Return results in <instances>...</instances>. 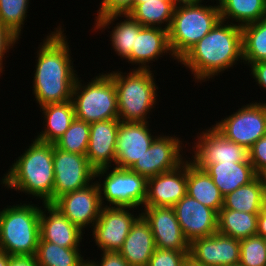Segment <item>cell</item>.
Returning <instances> with one entry per match:
<instances>
[{
  "label": "cell",
  "mask_w": 266,
  "mask_h": 266,
  "mask_svg": "<svg viewBox=\"0 0 266 266\" xmlns=\"http://www.w3.org/2000/svg\"><path fill=\"white\" fill-rule=\"evenodd\" d=\"M107 73L116 87L118 119L121 122H149L151 109L157 103L159 89L155 84L153 71L133 68L129 73L119 70Z\"/></svg>",
  "instance_id": "277c9868"
},
{
  "label": "cell",
  "mask_w": 266,
  "mask_h": 266,
  "mask_svg": "<svg viewBox=\"0 0 266 266\" xmlns=\"http://www.w3.org/2000/svg\"><path fill=\"white\" fill-rule=\"evenodd\" d=\"M187 159L176 169L147 179L143 207H173L187 192Z\"/></svg>",
  "instance_id": "d6986e66"
},
{
  "label": "cell",
  "mask_w": 266,
  "mask_h": 266,
  "mask_svg": "<svg viewBox=\"0 0 266 266\" xmlns=\"http://www.w3.org/2000/svg\"><path fill=\"white\" fill-rule=\"evenodd\" d=\"M148 0H134V3H144L147 2Z\"/></svg>",
  "instance_id": "c3c4849f"
},
{
  "label": "cell",
  "mask_w": 266,
  "mask_h": 266,
  "mask_svg": "<svg viewBox=\"0 0 266 266\" xmlns=\"http://www.w3.org/2000/svg\"><path fill=\"white\" fill-rule=\"evenodd\" d=\"M54 29L42 39L36 54L32 93L39 107L72 100L78 77L70 55L69 38L61 24Z\"/></svg>",
  "instance_id": "6da1fadb"
},
{
  "label": "cell",
  "mask_w": 266,
  "mask_h": 266,
  "mask_svg": "<svg viewBox=\"0 0 266 266\" xmlns=\"http://www.w3.org/2000/svg\"><path fill=\"white\" fill-rule=\"evenodd\" d=\"M52 205L84 233V228L89 226L92 230L103 208L95 180L82 189L60 196Z\"/></svg>",
  "instance_id": "5bb4252c"
},
{
  "label": "cell",
  "mask_w": 266,
  "mask_h": 266,
  "mask_svg": "<svg viewBox=\"0 0 266 266\" xmlns=\"http://www.w3.org/2000/svg\"><path fill=\"white\" fill-rule=\"evenodd\" d=\"M25 202L0 210V250L10 256H33L37 251L40 206Z\"/></svg>",
  "instance_id": "8992f818"
},
{
  "label": "cell",
  "mask_w": 266,
  "mask_h": 266,
  "mask_svg": "<svg viewBox=\"0 0 266 266\" xmlns=\"http://www.w3.org/2000/svg\"><path fill=\"white\" fill-rule=\"evenodd\" d=\"M39 108L44 116L43 125L45 127L42 128L45 129L37 133L38 135H36L35 139L41 142L54 144L75 119L73 101L69 100L61 103L46 104Z\"/></svg>",
  "instance_id": "484cf974"
},
{
  "label": "cell",
  "mask_w": 266,
  "mask_h": 266,
  "mask_svg": "<svg viewBox=\"0 0 266 266\" xmlns=\"http://www.w3.org/2000/svg\"><path fill=\"white\" fill-rule=\"evenodd\" d=\"M165 54H169L172 59L174 58L169 46L168 30L143 26L135 35L132 52L126 61L133 66L138 65L134 69H151L149 64Z\"/></svg>",
  "instance_id": "7402d4cb"
},
{
  "label": "cell",
  "mask_w": 266,
  "mask_h": 266,
  "mask_svg": "<svg viewBox=\"0 0 266 266\" xmlns=\"http://www.w3.org/2000/svg\"><path fill=\"white\" fill-rule=\"evenodd\" d=\"M226 23V24H225ZM242 28L220 20L178 61L189 68L193 81L205 82L243 62ZM238 61V62H237Z\"/></svg>",
  "instance_id": "7a4b0ae2"
},
{
  "label": "cell",
  "mask_w": 266,
  "mask_h": 266,
  "mask_svg": "<svg viewBox=\"0 0 266 266\" xmlns=\"http://www.w3.org/2000/svg\"><path fill=\"white\" fill-rule=\"evenodd\" d=\"M34 141L17 157L0 180L8 190L33 195L43 203H53V143Z\"/></svg>",
  "instance_id": "3957f363"
},
{
  "label": "cell",
  "mask_w": 266,
  "mask_h": 266,
  "mask_svg": "<svg viewBox=\"0 0 266 266\" xmlns=\"http://www.w3.org/2000/svg\"><path fill=\"white\" fill-rule=\"evenodd\" d=\"M249 161L258 176L266 172V135L249 149Z\"/></svg>",
  "instance_id": "f35d334b"
},
{
  "label": "cell",
  "mask_w": 266,
  "mask_h": 266,
  "mask_svg": "<svg viewBox=\"0 0 266 266\" xmlns=\"http://www.w3.org/2000/svg\"><path fill=\"white\" fill-rule=\"evenodd\" d=\"M90 136V123L75 118L54 145L66 152L86 155Z\"/></svg>",
  "instance_id": "836d02e7"
},
{
  "label": "cell",
  "mask_w": 266,
  "mask_h": 266,
  "mask_svg": "<svg viewBox=\"0 0 266 266\" xmlns=\"http://www.w3.org/2000/svg\"><path fill=\"white\" fill-rule=\"evenodd\" d=\"M120 18H126L124 21H119L116 24L113 22L119 20ZM95 25L93 31L100 30L101 32L105 31V29L110 28L112 26V31L110 32V45H112V49H114L115 53L123 58L122 60H126L131 52L132 47L135 42V35L142 29V25L134 20L129 14L126 15H110L106 17H95ZM117 19V20H116ZM103 30V31H102Z\"/></svg>",
  "instance_id": "cb8c5ba5"
},
{
  "label": "cell",
  "mask_w": 266,
  "mask_h": 266,
  "mask_svg": "<svg viewBox=\"0 0 266 266\" xmlns=\"http://www.w3.org/2000/svg\"><path fill=\"white\" fill-rule=\"evenodd\" d=\"M100 261L87 259L91 266H130L127 261L118 252H102Z\"/></svg>",
  "instance_id": "60d3db41"
},
{
  "label": "cell",
  "mask_w": 266,
  "mask_h": 266,
  "mask_svg": "<svg viewBox=\"0 0 266 266\" xmlns=\"http://www.w3.org/2000/svg\"><path fill=\"white\" fill-rule=\"evenodd\" d=\"M241 266H266V246L264 238L255 235L240 240Z\"/></svg>",
  "instance_id": "d590c367"
},
{
  "label": "cell",
  "mask_w": 266,
  "mask_h": 266,
  "mask_svg": "<svg viewBox=\"0 0 266 266\" xmlns=\"http://www.w3.org/2000/svg\"><path fill=\"white\" fill-rule=\"evenodd\" d=\"M29 3V0H0V22L19 38L27 19Z\"/></svg>",
  "instance_id": "e575fe53"
},
{
  "label": "cell",
  "mask_w": 266,
  "mask_h": 266,
  "mask_svg": "<svg viewBox=\"0 0 266 266\" xmlns=\"http://www.w3.org/2000/svg\"><path fill=\"white\" fill-rule=\"evenodd\" d=\"M205 171L223 197L240 186L247 185L258 176L250 162L216 163L209 165Z\"/></svg>",
  "instance_id": "d4e9b609"
},
{
  "label": "cell",
  "mask_w": 266,
  "mask_h": 266,
  "mask_svg": "<svg viewBox=\"0 0 266 266\" xmlns=\"http://www.w3.org/2000/svg\"><path fill=\"white\" fill-rule=\"evenodd\" d=\"M264 183V206L266 207V172L260 175Z\"/></svg>",
  "instance_id": "bcb514c9"
},
{
  "label": "cell",
  "mask_w": 266,
  "mask_h": 266,
  "mask_svg": "<svg viewBox=\"0 0 266 266\" xmlns=\"http://www.w3.org/2000/svg\"><path fill=\"white\" fill-rule=\"evenodd\" d=\"M175 6L173 0H148L144 3H134L129 15L142 26L169 30Z\"/></svg>",
  "instance_id": "f546056e"
},
{
  "label": "cell",
  "mask_w": 266,
  "mask_h": 266,
  "mask_svg": "<svg viewBox=\"0 0 266 266\" xmlns=\"http://www.w3.org/2000/svg\"><path fill=\"white\" fill-rule=\"evenodd\" d=\"M9 266H39L35 255L10 256Z\"/></svg>",
  "instance_id": "7bdbcfd3"
},
{
  "label": "cell",
  "mask_w": 266,
  "mask_h": 266,
  "mask_svg": "<svg viewBox=\"0 0 266 266\" xmlns=\"http://www.w3.org/2000/svg\"><path fill=\"white\" fill-rule=\"evenodd\" d=\"M19 41V37H17L10 29L5 27L0 22V75L3 73V59H5V53L10 51V49L17 44Z\"/></svg>",
  "instance_id": "ab89813d"
},
{
  "label": "cell",
  "mask_w": 266,
  "mask_h": 266,
  "mask_svg": "<svg viewBox=\"0 0 266 266\" xmlns=\"http://www.w3.org/2000/svg\"><path fill=\"white\" fill-rule=\"evenodd\" d=\"M80 248H65L39 238L35 254L39 266H84Z\"/></svg>",
  "instance_id": "1f68e13d"
},
{
  "label": "cell",
  "mask_w": 266,
  "mask_h": 266,
  "mask_svg": "<svg viewBox=\"0 0 266 266\" xmlns=\"http://www.w3.org/2000/svg\"><path fill=\"white\" fill-rule=\"evenodd\" d=\"M182 233L189 244L211 236L218 229V213L186 194L173 206Z\"/></svg>",
  "instance_id": "2e32d148"
},
{
  "label": "cell",
  "mask_w": 266,
  "mask_h": 266,
  "mask_svg": "<svg viewBox=\"0 0 266 266\" xmlns=\"http://www.w3.org/2000/svg\"><path fill=\"white\" fill-rule=\"evenodd\" d=\"M218 4L221 20L234 25L242 27L266 18V0H218Z\"/></svg>",
  "instance_id": "83f0119b"
},
{
  "label": "cell",
  "mask_w": 266,
  "mask_h": 266,
  "mask_svg": "<svg viewBox=\"0 0 266 266\" xmlns=\"http://www.w3.org/2000/svg\"><path fill=\"white\" fill-rule=\"evenodd\" d=\"M256 235L266 238V207L263 206L258 214L257 233Z\"/></svg>",
  "instance_id": "ee69618b"
},
{
  "label": "cell",
  "mask_w": 266,
  "mask_h": 266,
  "mask_svg": "<svg viewBox=\"0 0 266 266\" xmlns=\"http://www.w3.org/2000/svg\"><path fill=\"white\" fill-rule=\"evenodd\" d=\"M186 192L189 196L217 213L223 207L224 197L212 178L205 170H201L193 164L191 160H187Z\"/></svg>",
  "instance_id": "4316f807"
},
{
  "label": "cell",
  "mask_w": 266,
  "mask_h": 266,
  "mask_svg": "<svg viewBox=\"0 0 266 266\" xmlns=\"http://www.w3.org/2000/svg\"><path fill=\"white\" fill-rule=\"evenodd\" d=\"M155 249L156 244L149 224L140 216L132 225L118 253L130 266H147Z\"/></svg>",
  "instance_id": "603a6c76"
},
{
  "label": "cell",
  "mask_w": 266,
  "mask_h": 266,
  "mask_svg": "<svg viewBox=\"0 0 266 266\" xmlns=\"http://www.w3.org/2000/svg\"><path fill=\"white\" fill-rule=\"evenodd\" d=\"M140 211L153 233L156 248L189 251L190 244L182 233L173 207H145Z\"/></svg>",
  "instance_id": "e0dca14e"
},
{
  "label": "cell",
  "mask_w": 266,
  "mask_h": 266,
  "mask_svg": "<svg viewBox=\"0 0 266 266\" xmlns=\"http://www.w3.org/2000/svg\"><path fill=\"white\" fill-rule=\"evenodd\" d=\"M242 28L243 63L266 61V18Z\"/></svg>",
  "instance_id": "d6a6232c"
},
{
  "label": "cell",
  "mask_w": 266,
  "mask_h": 266,
  "mask_svg": "<svg viewBox=\"0 0 266 266\" xmlns=\"http://www.w3.org/2000/svg\"><path fill=\"white\" fill-rule=\"evenodd\" d=\"M42 205L44 209L40 206V238L65 248H81L80 242L82 243L85 233L52 204Z\"/></svg>",
  "instance_id": "44dd1931"
},
{
  "label": "cell",
  "mask_w": 266,
  "mask_h": 266,
  "mask_svg": "<svg viewBox=\"0 0 266 266\" xmlns=\"http://www.w3.org/2000/svg\"><path fill=\"white\" fill-rule=\"evenodd\" d=\"M84 266H91L88 262Z\"/></svg>",
  "instance_id": "f907efd6"
},
{
  "label": "cell",
  "mask_w": 266,
  "mask_h": 266,
  "mask_svg": "<svg viewBox=\"0 0 266 266\" xmlns=\"http://www.w3.org/2000/svg\"><path fill=\"white\" fill-rule=\"evenodd\" d=\"M188 261L189 251L156 248L147 266H185Z\"/></svg>",
  "instance_id": "8d00e7d4"
},
{
  "label": "cell",
  "mask_w": 266,
  "mask_h": 266,
  "mask_svg": "<svg viewBox=\"0 0 266 266\" xmlns=\"http://www.w3.org/2000/svg\"><path fill=\"white\" fill-rule=\"evenodd\" d=\"M149 122H120L117 132L115 166L130 169L149 149L156 136Z\"/></svg>",
  "instance_id": "ac0fdd59"
},
{
  "label": "cell",
  "mask_w": 266,
  "mask_h": 266,
  "mask_svg": "<svg viewBox=\"0 0 266 266\" xmlns=\"http://www.w3.org/2000/svg\"><path fill=\"white\" fill-rule=\"evenodd\" d=\"M215 122L213 126L221 134L249 150L266 135V103L261 100L242 105L236 112Z\"/></svg>",
  "instance_id": "9c48e42d"
},
{
  "label": "cell",
  "mask_w": 266,
  "mask_h": 266,
  "mask_svg": "<svg viewBox=\"0 0 266 266\" xmlns=\"http://www.w3.org/2000/svg\"><path fill=\"white\" fill-rule=\"evenodd\" d=\"M185 266H199V265H194L192 262L188 261Z\"/></svg>",
  "instance_id": "681fc988"
},
{
  "label": "cell",
  "mask_w": 266,
  "mask_h": 266,
  "mask_svg": "<svg viewBox=\"0 0 266 266\" xmlns=\"http://www.w3.org/2000/svg\"><path fill=\"white\" fill-rule=\"evenodd\" d=\"M132 207H103L93 226L95 246L101 252H118L130 232L132 225L141 216L132 214Z\"/></svg>",
  "instance_id": "4fadbf2b"
},
{
  "label": "cell",
  "mask_w": 266,
  "mask_h": 266,
  "mask_svg": "<svg viewBox=\"0 0 266 266\" xmlns=\"http://www.w3.org/2000/svg\"><path fill=\"white\" fill-rule=\"evenodd\" d=\"M205 1L176 4L168 40L174 60L179 61L192 46L201 40L221 20L218 1L214 5Z\"/></svg>",
  "instance_id": "5b68a950"
},
{
  "label": "cell",
  "mask_w": 266,
  "mask_h": 266,
  "mask_svg": "<svg viewBox=\"0 0 266 266\" xmlns=\"http://www.w3.org/2000/svg\"><path fill=\"white\" fill-rule=\"evenodd\" d=\"M162 134L154 139L149 149L141 158L137 159L130 170L149 179L160 173L176 169L186 160L182 152L184 149L182 147H186V144L182 143V139L180 141L175 134L173 136Z\"/></svg>",
  "instance_id": "7c38bea8"
},
{
  "label": "cell",
  "mask_w": 266,
  "mask_h": 266,
  "mask_svg": "<svg viewBox=\"0 0 266 266\" xmlns=\"http://www.w3.org/2000/svg\"><path fill=\"white\" fill-rule=\"evenodd\" d=\"M10 255L0 250V266H9Z\"/></svg>",
  "instance_id": "f6af8a7d"
},
{
  "label": "cell",
  "mask_w": 266,
  "mask_h": 266,
  "mask_svg": "<svg viewBox=\"0 0 266 266\" xmlns=\"http://www.w3.org/2000/svg\"><path fill=\"white\" fill-rule=\"evenodd\" d=\"M258 214L231 209H220L218 213L217 232L238 240L255 236L257 233Z\"/></svg>",
  "instance_id": "4dcf8cb0"
},
{
  "label": "cell",
  "mask_w": 266,
  "mask_h": 266,
  "mask_svg": "<svg viewBox=\"0 0 266 266\" xmlns=\"http://www.w3.org/2000/svg\"><path fill=\"white\" fill-rule=\"evenodd\" d=\"M95 178H99L96 182L103 207H143L147 196L145 177L130 169L111 166L95 170Z\"/></svg>",
  "instance_id": "ba28073f"
},
{
  "label": "cell",
  "mask_w": 266,
  "mask_h": 266,
  "mask_svg": "<svg viewBox=\"0 0 266 266\" xmlns=\"http://www.w3.org/2000/svg\"><path fill=\"white\" fill-rule=\"evenodd\" d=\"M264 206V183L261 176H257L247 185L224 196L221 209H231L246 213H260Z\"/></svg>",
  "instance_id": "f1b7e54d"
},
{
  "label": "cell",
  "mask_w": 266,
  "mask_h": 266,
  "mask_svg": "<svg viewBox=\"0 0 266 266\" xmlns=\"http://www.w3.org/2000/svg\"><path fill=\"white\" fill-rule=\"evenodd\" d=\"M96 17L126 15L134 8V0H102Z\"/></svg>",
  "instance_id": "74e56055"
},
{
  "label": "cell",
  "mask_w": 266,
  "mask_h": 266,
  "mask_svg": "<svg viewBox=\"0 0 266 266\" xmlns=\"http://www.w3.org/2000/svg\"><path fill=\"white\" fill-rule=\"evenodd\" d=\"M196 140L190 160L201 170L216 163L250 162L249 150L230 141L213 125L200 132Z\"/></svg>",
  "instance_id": "30bf717a"
},
{
  "label": "cell",
  "mask_w": 266,
  "mask_h": 266,
  "mask_svg": "<svg viewBox=\"0 0 266 266\" xmlns=\"http://www.w3.org/2000/svg\"><path fill=\"white\" fill-rule=\"evenodd\" d=\"M176 4L180 3H194V2H201L204 0H173Z\"/></svg>",
  "instance_id": "7dc6e473"
},
{
  "label": "cell",
  "mask_w": 266,
  "mask_h": 266,
  "mask_svg": "<svg viewBox=\"0 0 266 266\" xmlns=\"http://www.w3.org/2000/svg\"><path fill=\"white\" fill-rule=\"evenodd\" d=\"M120 122L119 119H111L90 123L89 143L85 156L95 170L115 166L117 132Z\"/></svg>",
  "instance_id": "ffe728a7"
},
{
  "label": "cell",
  "mask_w": 266,
  "mask_h": 266,
  "mask_svg": "<svg viewBox=\"0 0 266 266\" xmlns=\"http://www.w3.org/2000/svg\"><path fill=\"white\" fill-rule=\"evenodd\" d=\"M53 202L60 196L82 189L95 178V169L85 155L63 151L53 144Z\"/></svg>",
  "instance_id": "8fae6325"
},
{
  "label": "cell",
  "mask_w": 266,
  "mask_h": 266,
  "mask_svg": "<svg viewBox=\"0 0 266 266\" xmlns=\"http://www.w3.org/2000/svg\"><path fill=\"white\" fill-rule=\"evenodd\" d=\"M189 261L199 266H233L240 262V240L218 232L193 240Z\"/></svg>",
  "instance_id": "9a60e30c"
},
{
  "label": "cell",
  "mask_w": 266,
  "mask_h": 266,
  "mask_svg": "<svg viewBox=\"0 0 266 266\" xmlns=\"http://www.w3.org/2000/svg\"><path fill=\"white\" fill-rule=\"evenodd\" d=\"M250 75L255 79L256 84L262 89H266V61H259L249 66Z\"/></svg>",
  "instance_id": "b9f144b4"
},
{
  "label": "cell",
  "mask_w": 266,
  "mask_h": 266,
  "mask_svg": "<svg viewBox=\"0 0 266 266\" xmlns=\"http://www.w3.org/2000/svg\"><path fill=\"white\" fill-rule=\"evenodd\" d=\"M72 101L75 118L84 122L118 119L116 87L107 72L97 74L87 83H82L81 77L78 76L73 88Z\"/></svg>",
  "instance_id": "52a82bcc"
}]
</instances>
